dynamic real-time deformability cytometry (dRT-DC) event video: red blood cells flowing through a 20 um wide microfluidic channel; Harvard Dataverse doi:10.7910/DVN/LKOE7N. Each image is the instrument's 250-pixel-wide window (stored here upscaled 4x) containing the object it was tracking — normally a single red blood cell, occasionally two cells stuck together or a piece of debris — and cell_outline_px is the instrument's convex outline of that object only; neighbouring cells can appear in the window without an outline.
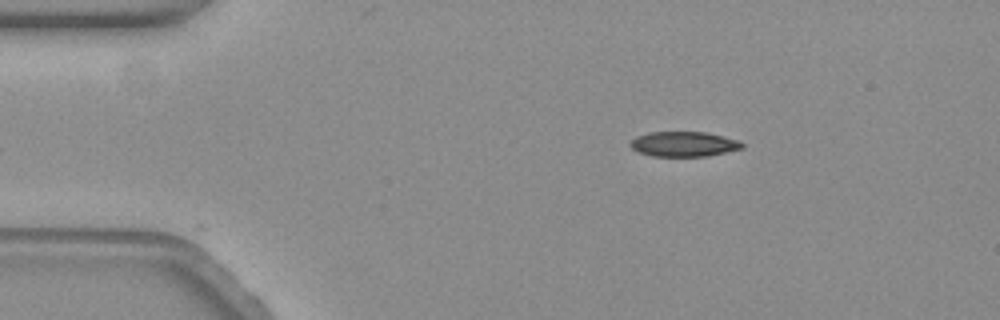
{"species": "common noctule bat (a hibernating species)", "species_latin": "Nyctalus noctula", "temperature_condition": "warm", "stored_images_in_passage": 9, "camera_frame_rate_fps": 3000, "um_per_image_px": 0.085, "animal": {"sex": "female", "body_mass_g": 19.3, "forearm_length_mm": 54.1}, "frame": {"image": 1, "passage_image": 1, "time_ms": 0.0, "image_size_px": [1000, 320], "cell_outline_px": [[744, 148], [708, 156], [652, 156], [636, 152], [628, 144], [636, 136], [648, 132], [704, 132], [740, 140], [744, 144]], "centroid_in_image_um": [58.11, 12.25], "position_along_channel_um": 26.9, "area_um2": 16.42}}